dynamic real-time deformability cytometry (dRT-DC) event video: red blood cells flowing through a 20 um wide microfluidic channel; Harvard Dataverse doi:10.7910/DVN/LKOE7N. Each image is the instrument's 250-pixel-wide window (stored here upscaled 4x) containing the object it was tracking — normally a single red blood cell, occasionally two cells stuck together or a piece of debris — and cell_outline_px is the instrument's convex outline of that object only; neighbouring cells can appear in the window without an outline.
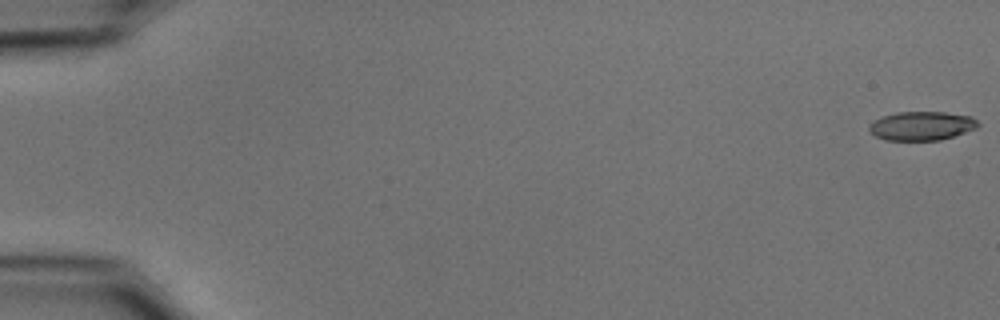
{"species": "common noctule bat (a hibernating species)", "species_latin": "Nyctalus noctula", "temperature_condition": "cold", "stored_images_in_passage": 55, "camera_frame_rate_fps": 3000, "um_per_image_px": 0.085, "animal": {"sex": "male", "body_mass_g": 15.6}, "frame": {"image": 1, "passage_image": 1, "time_ms": 0.0, "image_size_px": [1000, 320], "cell_outline_px": [[980, 124], [976, 128], [940, 140], [888, 140], [876, 136], [868, 128], [876, 120], [884, 116], [896, 112], [944, 112], [972, 116]], "centroid_in_image_um": [78.38, 10.69], "position_along_channel_um": 6.6, "area_um2": 17.98}}
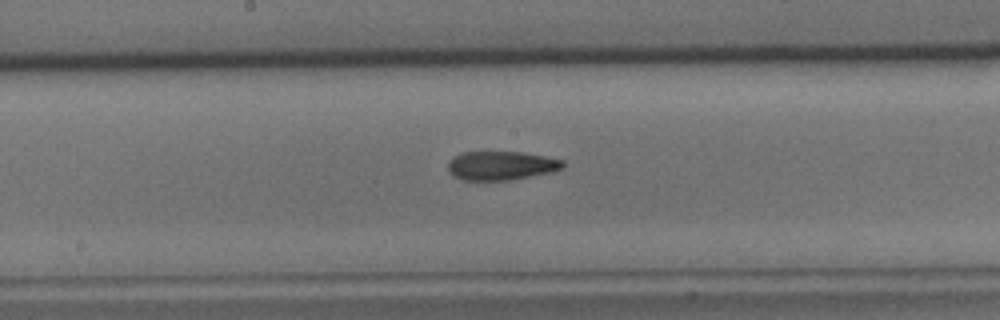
{"frame": {"image": 2, "passage_image": 30, "time_ms": 9.667, "image_size_px": [1000, 320], "cell_outline_px": [[564, 168], [552, 172], [508, 180], [464, 180], [452, 176], [448, 172], [448, 160], [452, 156], [464, 152], [520, 152], [544, 156], [564, 160]], "centroid_in_image_um": [42.57, 14.07], "position_along_channel_um": 205.6, "area_um2": 19.42}}
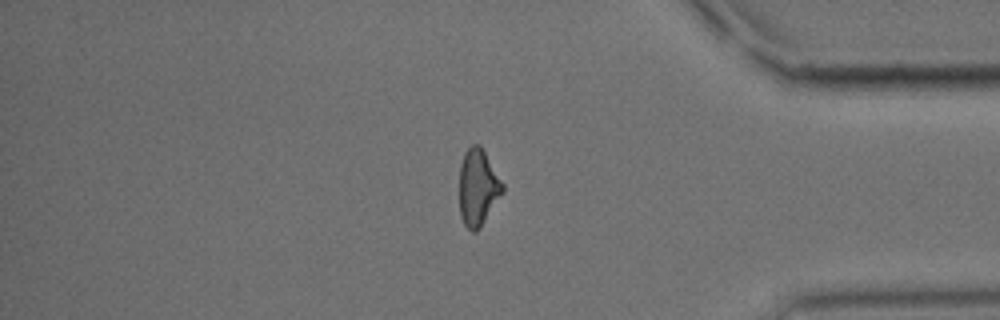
{"frame": {"image": 3, "passage_image": 47, "time_ms": 15.333, "image_size_px": [1000, 320], "cell_outline_px": [[504, 192], [480, 228], [476, 232], [472, 232], [464, 224], [460, 216], [460, 164], [464, 152], [472, 144], [480, 144], [504, 184]], "centroid_in_image_um": [40.63, 15.93], "position_along_channel_um": 394.6, "area_um2": 19.42}, "authors_computed_cell_mechanics": {"area_um2": 19.4786, "velocity_mm_per_s": 3.7148, "shape_relaxation_time_tau1_ms": 8.4299, "shape_relaxation_time_tau2_ms": 3.6298, "deformation_change_tau1": 0.217, "deformation_change_tau2": 0.1179}}